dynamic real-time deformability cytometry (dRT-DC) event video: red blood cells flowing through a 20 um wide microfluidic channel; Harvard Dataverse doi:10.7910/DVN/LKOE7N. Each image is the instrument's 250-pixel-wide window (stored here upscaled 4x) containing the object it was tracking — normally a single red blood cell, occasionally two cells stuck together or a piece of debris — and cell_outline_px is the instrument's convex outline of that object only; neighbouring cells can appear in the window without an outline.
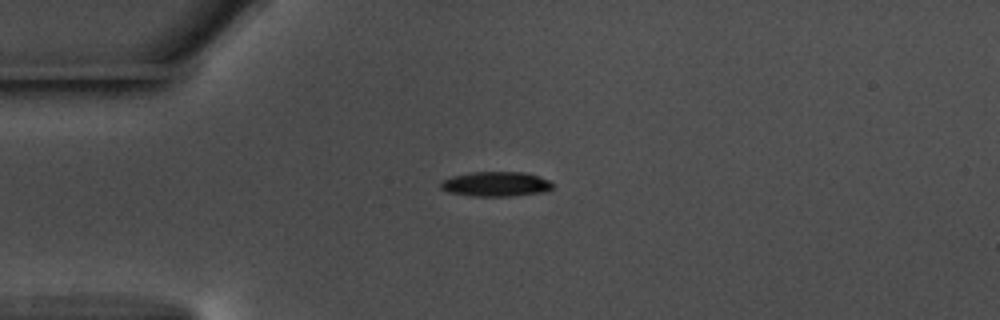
{"species": "common noctule bat (a hibernating species)", "species_latin": "Nyctalus noctula", "temperature_condition": "warm", "stored_images_in_passage": 37, "camera_frame_rate_fps": 3000, "um_per_image_px": 0.085, "animal": {"sex": "male", "body_mass_g": 17.5, "forearm_length_mm": 52.3}, "frame": {"image": 1, "passage_image": 1, "time_ms": 0.0, "image_size_px": [1000, 320], "cell_outline_px": [[552, 188], [544, 192], [512, 196], [472, 196], [448, 192], [440, 188], [440, 184], [444, 180], [452, 176], [472, 172], [524, 172], [548, 180], [552, 184]], "centroid_in_image_um": [42.13, 15.65], "position_along_channel_um": 42.9, "area_um2": 16.01}}
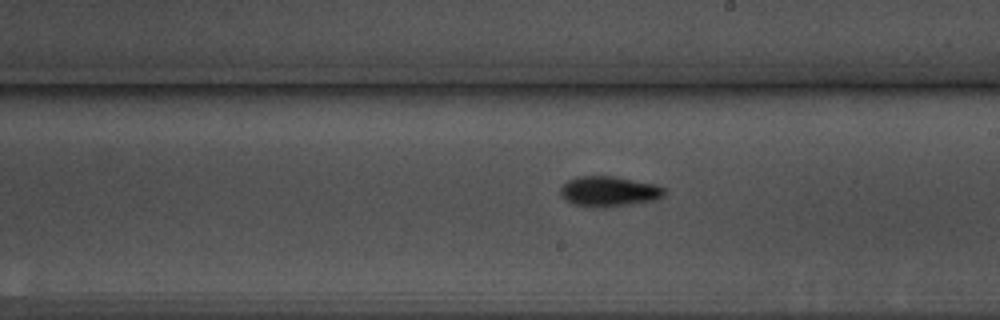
{"frame": {"image": 2, "passage_image": 19, "time_ms": 6.0, "image_size_px": [1000, 320], "cell_outline_px": [[664, 196], [656, 200], [632, 204], [604, 208], [600, 208], [572, 204], [560, 196], [560, 188], [568, 180], [576, 176], [616, 176], [656, 184], [664, 188]], "centroid_in_image_um": [51.76, 16.27], "position_along_channel_um": 237.2, "area_um2": 18.61}}
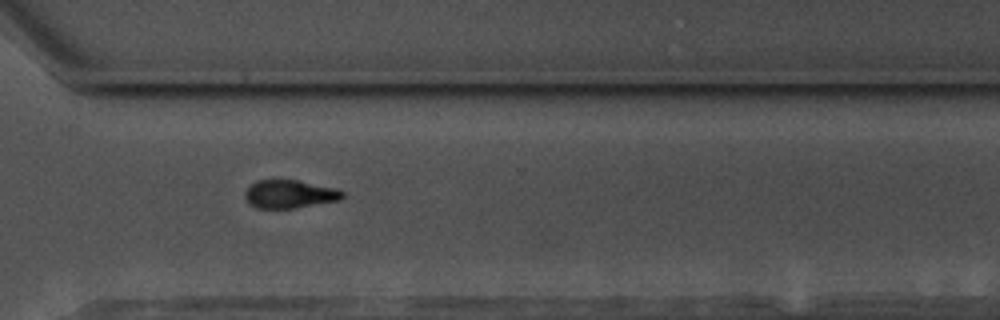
{"frame": {"image": 3, "passage_image": 28, "time_ms": 9.0, "image_size_px": [1000, 320], "cell_outline_px": [[344, 196], [340, 200], [296, 208], [256, 208], [248, 204], [244, 196], [244, 192], [256, 180], [296, 180], [336, 188], [344, 192]], "centroid_in_image_um": [24.6, 16.5], "position_along_channel_um": 346.0, "area_um2": 16.07}, "authors_computed_cell_mechanics": {"area_um2": 17.4556, "velocity_mm_per_s": 3.6158, "shape_relaxation_time_tau1_ms": 2.8147, "shape_relaxation_time_tau2_ms": 5.8134, "deformation_change_tau1": 0.1232, "deformation_change_tau2": 0.1416}}